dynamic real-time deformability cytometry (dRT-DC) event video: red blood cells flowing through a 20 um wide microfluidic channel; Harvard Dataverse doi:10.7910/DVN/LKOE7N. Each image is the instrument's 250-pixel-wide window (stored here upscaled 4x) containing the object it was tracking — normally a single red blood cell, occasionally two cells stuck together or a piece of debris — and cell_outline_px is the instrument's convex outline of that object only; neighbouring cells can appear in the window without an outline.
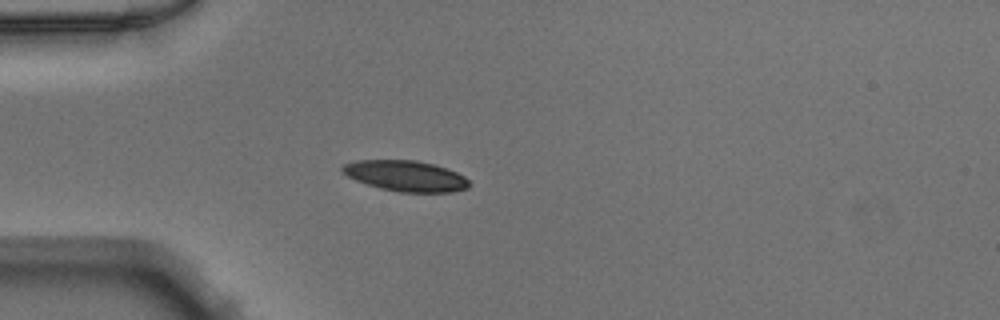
{"species": "Egyptian fruit bat (a non-hibernating species)", "species_latin": "Rousettus aegyptiacus", "temperature_condition": "warm", "stored_images_in_passage": 37, "camera_frame_rate_fps": 3000, "um_per_image_px": 0.085, "animal": {"sex": "male"}, "frame": {"image": 1, "passage_image": 1, "time_ms": 0.0, "image_size_px": [1000, 320], "cell_outline_px": [[468, 188], [452, 192], [396, 192], [380, 188], [356, 180], [340, 172], [340, 168], [344, 164], [356, 160], [416, 160], [432, 164], [456, 172], [464, 176], [468, 180]], "centroid_in_image_um": [34.44, 14.95], "position_along_channel_um": 50.6, "area_um2": 22.6}}
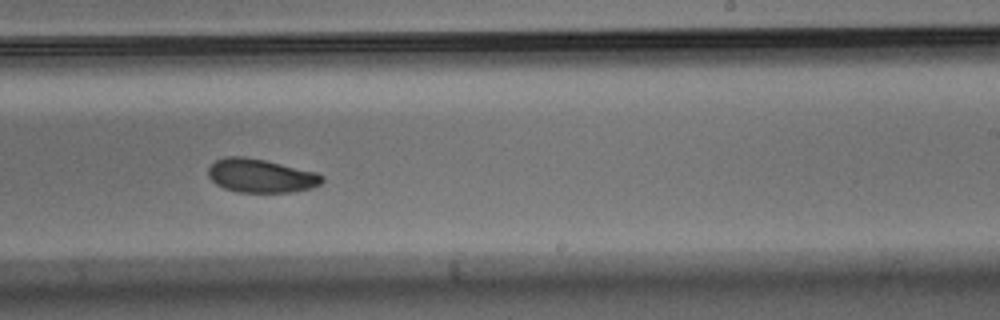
{"frame": {"image": 2, "passage_image": 18, "time_ms": 5.667, "image_size_px": [1000, 320], "cell_outline_px": [[324, 180], [320, 184], [312, 188], [288, 192], [236, 192], [224, 188], [216, 184], [208, 176], [208, 168], [216, 160], [224, 156], [244, 156], [264, 160], [316, 172], [324, 176]], "centroid_in_image_um": [22.16, 14.94], "position_along_channel_um": 266.8, "area_um2": 22.31}}
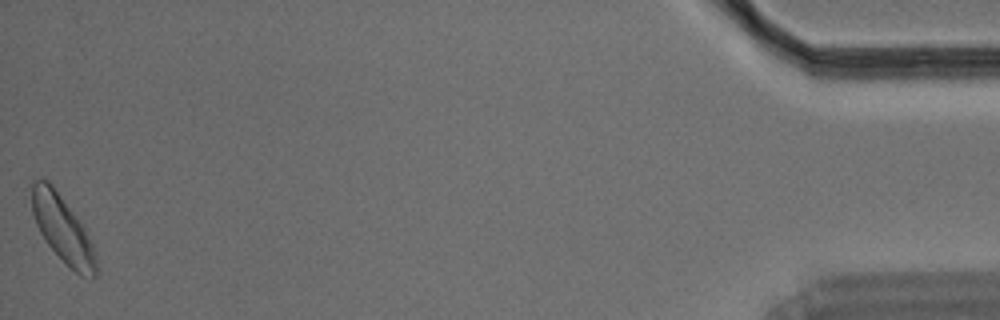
{"frame": {"image": 3, "passage_image": 37, "time_ms": 12.0, "image_size_px": [1000, 320], "cell_outline_px": [[100, 272], [92, 280], [80, 276], [68, 268], [48, 244], [40, 232], [36, 224], [32, 212], [28, 184], [32, 180], [48, 180], [52, 184], [76, 216], [84, 228], [92, 244], [96, 256]], "centroid_in_image_um": [5.32, 19.51], "position_along_channel_um": 429.9, "area_um2": 25.66}}